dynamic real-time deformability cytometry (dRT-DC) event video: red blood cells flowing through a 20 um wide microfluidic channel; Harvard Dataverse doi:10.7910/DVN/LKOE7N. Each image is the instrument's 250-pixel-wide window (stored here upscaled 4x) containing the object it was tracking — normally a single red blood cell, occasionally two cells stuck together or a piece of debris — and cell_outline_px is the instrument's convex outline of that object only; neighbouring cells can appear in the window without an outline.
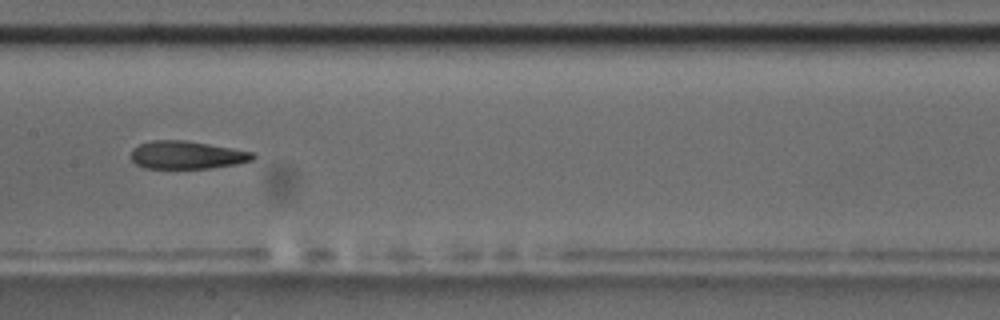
{"species": "common noctule bat (a hibernating species)", "species_latin": "Nyctalus noctula", "temperature_condition": "room temperature", "stored_images_in_passage": 15, "camera_frame_rate_fps": 3000, "um_per_image_px": 0.085, "animal": {"sex": "male", "body_mass_g": 17.5, "forearm_length_mm": 52.3}, "frame": {"image": 1, "passage_image": 7, "time_ms": 7.667, "image_size_px": [1000, 320], "cell_outline_px": [[256, 156], [252, 160], [236, 164], [208, 168], [144, 168], [136, 164], [132, 160], [132, 148], [140, 144], [152, 140], [188, 140], [232, 148], [252, 152]], "centroid_in_image_um": [15.87, 13.17], "position_along_channel_um": 191.5, "area_um2": 19.77}}
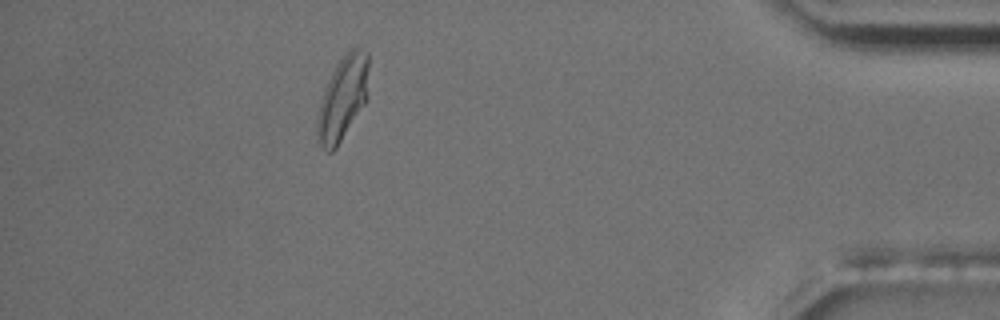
{"frame": {"image": 2, "passage_image": 15, "time_ms": 17.667, "image_size_px": [1000, 320], "cell_outline_px": [[368, 96], [364, 104], [336, 148], [332, 152], [328, 152], [316, 140], [316, 120], [324, 88], [336, 64], [352, 48], [356, 48], [368, 52]], "centroid_in_image_um": [29.12, 8.37], "position_along_channel_um": 406.1, "area_um2": 24.97}, "authors_computed_cell_mechanics": {"area_um2": 20.7502, "velocity_mm_per_s": 3.6668, "shape_relaxation_time_tau1_ms": 7.0125, "shape_relaxation_time_tau2_ms": 2.4999, "deformation_change_tau1": 0.2244, "deformation_change_tau2": 0.121}}